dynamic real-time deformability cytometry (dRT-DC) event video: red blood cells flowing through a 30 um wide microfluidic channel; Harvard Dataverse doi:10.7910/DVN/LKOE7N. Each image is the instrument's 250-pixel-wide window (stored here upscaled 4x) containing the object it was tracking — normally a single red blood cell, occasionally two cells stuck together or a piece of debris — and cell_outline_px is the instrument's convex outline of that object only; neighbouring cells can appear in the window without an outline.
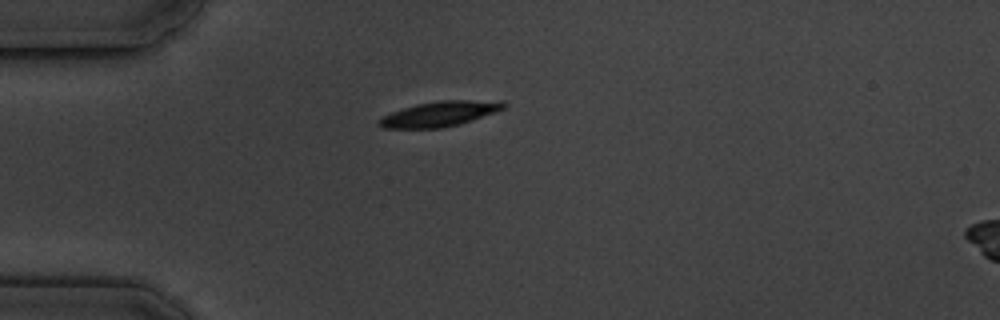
{"species": "common noctule bat (a hibernating species)", "species_latin": "Nyctalus noctula", "temperature_condition": "cold", "stored_images_in_passage": 12, "camera_frame_rate_fps": 3000, "um_per_image_px": 0.085, "animal": {"sex": "male", "body_mass_g": 19.5, "forearm_length_mm": 54.6}, "frame": {"image": 1, "passage_image": 1, "time_ms": 0.0, "image_size_px": [1000, 320], "cell_outline_px": [[508, 104], [504, 108], [460, 124], [440, 128], [384, 128], [380, 124], [380, 120], [384, 116], [392, 112], [416, 104], [440, 100], [504, 100]], "centroid_in_image_um": [37.44, 9.66], "position_along_channel_um": 47.6, "area_um2": 17.98}}
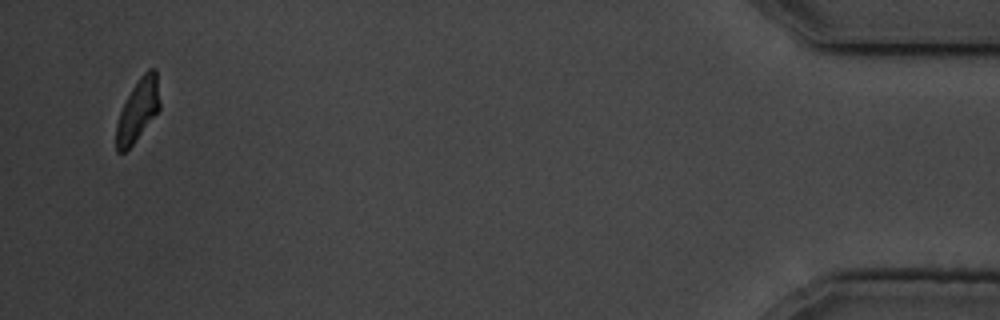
{"frame": {"image": 2, "passage_image": 12, "time_ms": 13.667, "image_size_px": [1000, 320], "cell_outline_px": [[160, 108], [132, 144], [124, 152], [116, 152], [116, 124], [120, 112], [132, 88], [140, 76], [148, 68], [156, 68], [160, 100]], "centroid_in_image_um": [11.72, 9.32], "position_along_channel_um": 423.5, "area_um2": 15.49}, "authors_computed_cell_mechanics": {"area_um2": 18.1781, "velocity_mm_per_s": 3.4524, "shape_relaxation_time_tau1_ms": 2.4827, "shape_relaxation_time_tau2_ms": 4.5241, "deformation_change_tau1": 0.1313, "deformation_change_tau2": 0.0832}}